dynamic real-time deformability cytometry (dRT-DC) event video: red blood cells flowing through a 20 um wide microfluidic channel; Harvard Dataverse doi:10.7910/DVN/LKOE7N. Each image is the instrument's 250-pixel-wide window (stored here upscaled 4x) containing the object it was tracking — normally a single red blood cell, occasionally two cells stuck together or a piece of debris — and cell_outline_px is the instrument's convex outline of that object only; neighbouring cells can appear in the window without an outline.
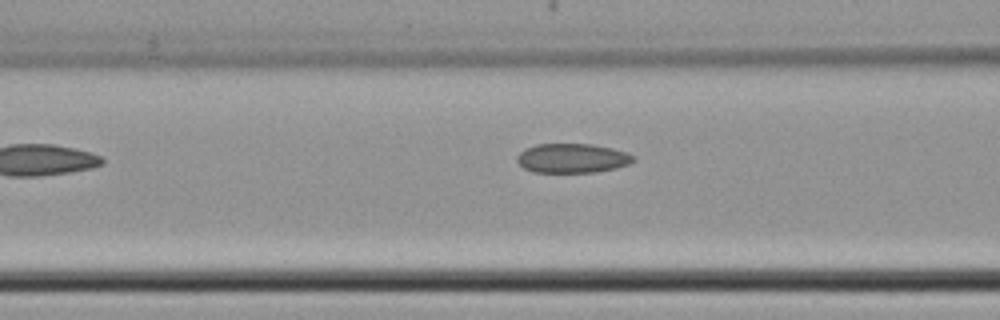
{"species": "common noctule bat (a hibernating species)", "species_latin": "Nyctalus noctula", "temperature_condition": "cold", "stored_images_in_passage": 5, "camera_frame_rate_fps": 3000, "um_per_image_px": 0.085, "animal": {"sex": "female", "body_mass_g": 22.7, "forearm_length_mm": 54.2}, "frame": {"image": 1, "passage_image": 4, "time_ms": 6.0, "image_size_px": [1000, 320], "cell_outline_px": [[636, 160], [628, 164], [616, 168], [596, 172], [532, 172], [524, 168], [516, 160], [516, 156], [524, 148], [536, 144], [592, 144], [612, 148], [628, 152], [636, 156]], "centroid_in_image_um": [48.66, 13.44], "position_along_channel_um": 117.9, "area_um2": 20.11}}
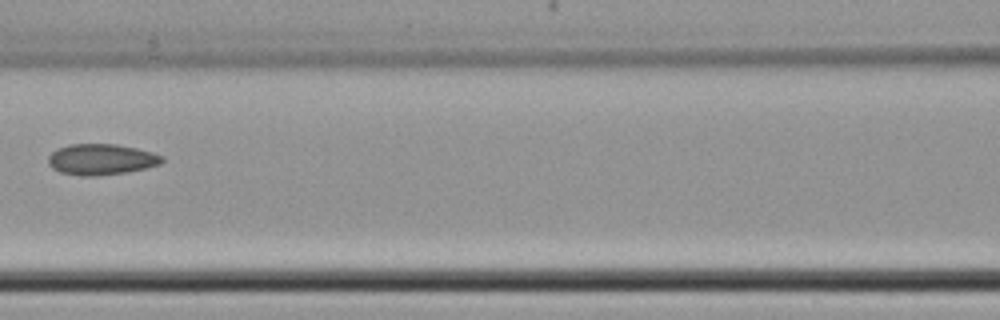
{"frame": {"image": 2, "passage_image": 5, "time_ms": 7.0, "image_size_px": [1000, 320], "cell_outline_px": [[164, 160], [160, 164], [128, 172], [96, 176], [80, 176], [60, 172], [52, 168], [48, 164], [48, 156], [56, 148], [68, 144], [116, 144], [136, 148], [152, 152], [164, 156]], "centroid_in_image_um": [8.58, 13.55], "position_along_channel_um": 158.0, "area_um2": 20.69}}